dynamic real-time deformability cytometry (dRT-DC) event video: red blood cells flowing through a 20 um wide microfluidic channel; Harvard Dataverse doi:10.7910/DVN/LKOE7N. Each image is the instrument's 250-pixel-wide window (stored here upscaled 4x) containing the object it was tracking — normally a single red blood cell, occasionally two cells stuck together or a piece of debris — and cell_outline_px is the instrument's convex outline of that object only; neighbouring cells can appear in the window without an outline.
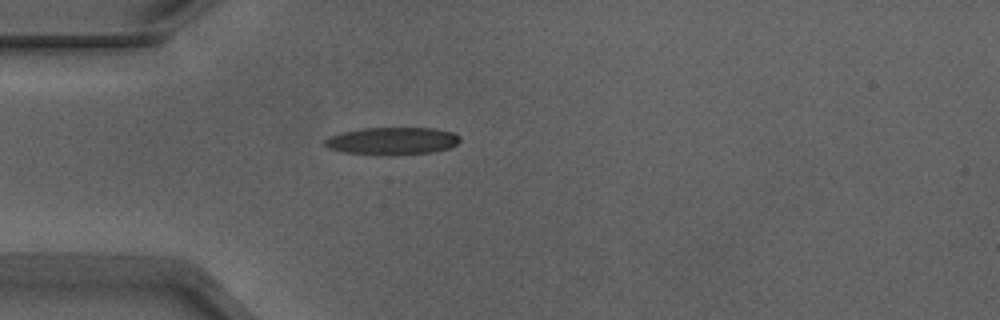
{"species": "Egyptian fruit bat (a non-hibernating species)", "species_latin": "Rousettus aegyptiacus", "temperature_condition": "warm", "stored_images_in_passage": 31, "camera_frame_rate_fps": 3000, "um_per_image_px": 0.085, "animal": {"sex": "male"}, "frame": {"image": 1, "passage_image": 1, "time_ms": 0.0, "image_size_px": [1000, 320], "cell_outline_px": [[460, 140], [456, 144], [448, 148], [432, 152], [392, 156], [344, 152], [328, 148], [324, 144], [324, 140], [328, 136], [344, 132], [364, 128], [432, 128], [452, 132], [460, 136]], "centroid_in_image_um": [33.33, 11.99], "position_along_channel_um": 51.7, "area_um2": 21.68}}
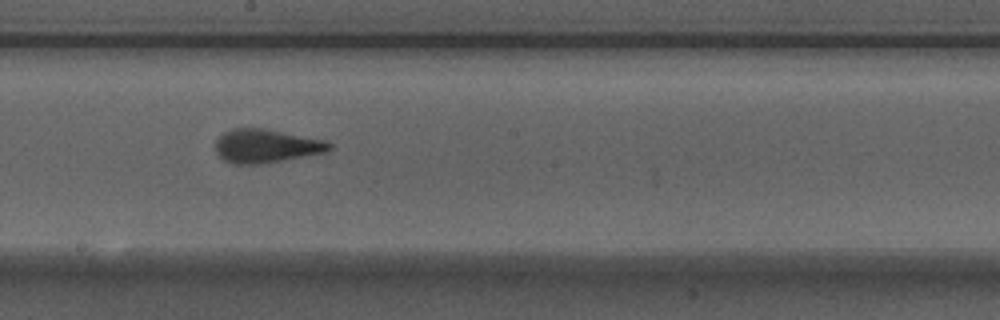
{"frame": {"image": 2, "passage_image": 15, "time_ms": 4.667, "image_size_px": [1000, 320], "cell_outline_px": [[332, 148], [328, 152], [260, 164], [236, 164], [224, 160], [216, 152], [216, 140], [224, 132], [232, 128], [264, 128], [324, 140], [332, 144]], "centroid_in_image_um": [22.63, 12.4], "position_along_channel_um": 225.6, "area_um2": 22.2}}
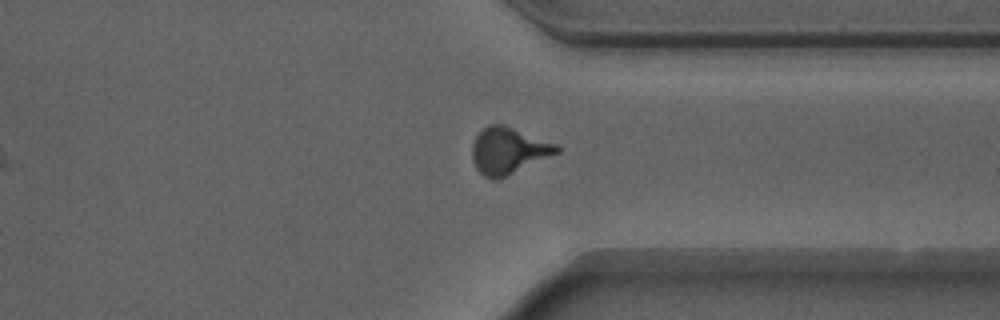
{"frame": {"image": 3, "passage_image": 26, "time_ms": 8.333, "image_size_px": [1000, 320], "cell_outline_px": [[560, 152], [496, 180], [492, 180], [484, 176], [476, 168], [472, 160], [472, 144], [476, 136], [488, 124], [504, 124], [556, 144], [560, 148]], "centroid_in_image_um": [43.18, 12.8], "position_along_channel_um": 368.2, "area_um2": 22.72}, "authors_computed_cell_mechanics": {"area_um2": 21.8484, "velocity_mm_per_s": 3.9171, "shape_relaxation_time_tau1_ms": 4.5201, "shape_relaxation_time_tau2_ms": 1.1509, "deformation_change_tau1": 0.1774, "deformation_change_tau2": 0.1013}}